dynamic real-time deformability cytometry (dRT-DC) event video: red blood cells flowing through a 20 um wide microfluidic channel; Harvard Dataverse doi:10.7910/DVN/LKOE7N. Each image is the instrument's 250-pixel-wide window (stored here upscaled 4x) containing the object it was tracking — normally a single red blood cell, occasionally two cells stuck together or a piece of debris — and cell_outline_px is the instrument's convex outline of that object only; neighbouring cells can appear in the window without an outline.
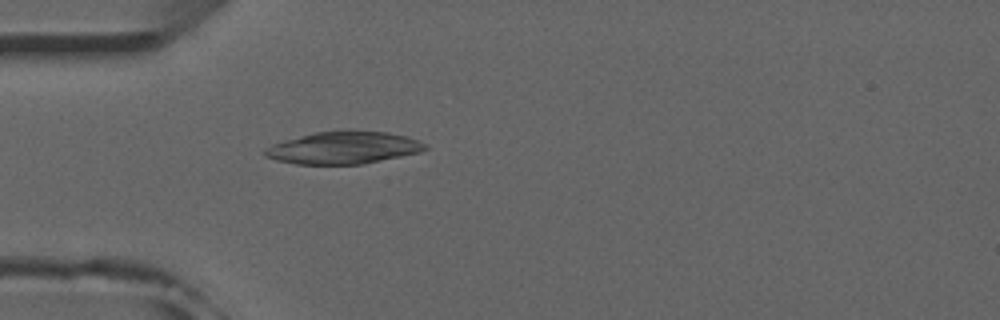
{"species": "common noctule bat (a hibernating species)", "species_latin": "Nyctalus noctula", "temperature_condition": "room temperature", "stored_images_in_passage": 51, "camera_frame_rate_fps": 3000, "um_per_image_px": 0.085, "animal": {"sex": "male", "forearm_length_mm": 52.5}, "frame": {"image": 1, "passage_image": 15, "time_ms": 4.667, "image_size_px": [1000, 320], "cell_outline_px": [[428, 148], [420, 152], [360, 164], [296, 164], [276, 160], [264, 156], [264, 148], [272, 144], [300, 136], [316, 132], [344, 128], [388, 132], [420, 140], [428, 144]], "centroid_in_image_um": [29.21, 12.53], "position_along_channel_um": 55.8, "area_um2": 30.58}}
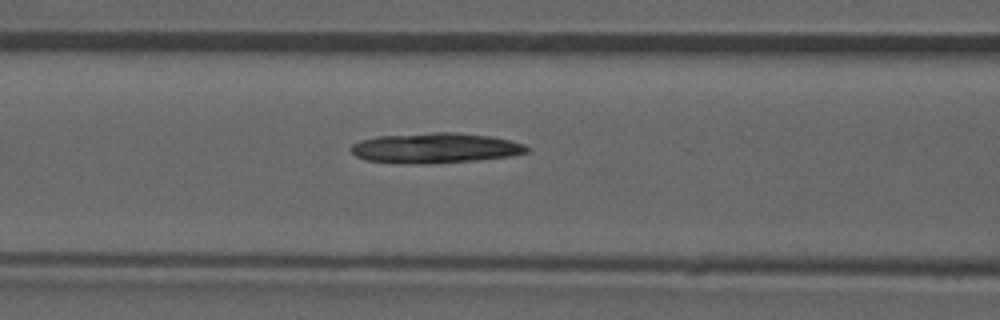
{"frame": {"image": 2, "passage_image": 21, "time_ms": 6.667, "image_size_px": [1000, 320], "cell_outline_px": [[528, 152], [508, 156], [476, 160], [428, 164], [424, 164], [368, 160], [356, 156], [348, 148], [352, 144], [360, 140], [376, 136], [432, 132], [456, 132], [492, 136], [524, 144], [528, 148]], "centroid_in_image_um": [36.98, 12.56], "position_along_channel_um": 129.6, "area_um2": 30.81}}
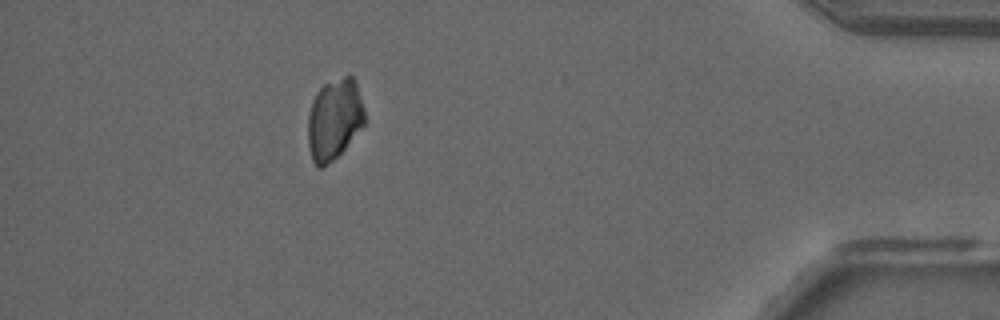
{"frame": {"image": 3, "passage_image": 46, "time_ms": 15.0, "image_size_px": [1000, 320], "cell_outline_px": [[368, 120], [344, 148], [332, 160], [320, 168], [316, 168], [312, 160], [308, 144], [308, 116], [312, 100], [316, 92], [324, 84], [344, 76], [352, 76], [356, 80]], "centroid_in_image_um": [28.43, 10.11], "position_along_channel_um": 406.8, "area_um2": 26.93}}